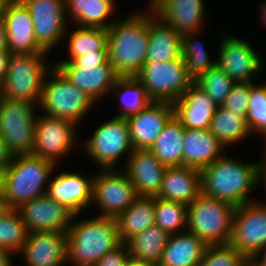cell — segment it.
<instances>
[{"mask_svg":"<svg viewBox=\"0 0 266 266\" xmlns=\"http://www.w3.org/2000/svg\"><path fill=\"white\" fill-rule=\"evenodd\" d=\"M109 61L108 50H98L95 53L85 54L77 57L73 63L77 67H83V65L90 64H106Z\"/></svg>","mask_w":266,"mask_h":266,"instance_id":"ee69618b","label":"cell"},{"mask_svg":"<svg viewBox=\"0 0 266 266\" xmlns=\"http://www.w3.org/2000/svg\"><path fill=\"white\" fill-rule=\"evenodd\" d=\"M251 260L257 265V266H266V247L262 250L258 251Z\"/></svg>","mask_w":266,"mask_h":266,"instance_id":"681fc988","label":"cell"},{"mask_svg":"<svg viewBox=\"0 0 266 266\" xmlns=\"http://www.w3.org/2000/svg\"><path fill=\"white\" fill-rule=\"evenodd\" d=\"M45 79L39 106L44 114L78 125L95 104L81 89L72 84L54 65Z\"/></svg>","mask_w":266,"mask_h":266,"instance_id":"52a82bcc","label":"cell"},{"mask_svg":"<svg viewBox=\"0 0 266 266\" xmlns=\"http://www.w3.org/2000/svg\"><path fill=\"white\" fill-rule=\"evenodd\" d=\"M266 149V148H265ZM266 152V150H265ZM264 159L258 162V175L259 181H263V186H266V154L264 155Z\"/></svg>","mask_w":266,"mask_h":266,"instance_id":"f907efd6","label":"cell"},{"mask_svg":"<svg viewBox=\"0 0 266 266\" xmlns=\"http://www.w3.org/2000/svg\"><path fill=\"white\" fill-rule=\"evenodd\" d=\"M245 117L251 133H258L266 138V83L264 85L250 83L249 103Z\"/></svg>","mask_w":266,"mask_h":266,"instance_id":"ab89813d","label":"cell"},{"mask_svg":"<svg viewBox=\"0 0 266 266\" xmlns=\"http://www.w3.org/2000/svg\"><path fill=\"white\" fill-rule=\"evenodd\" d=\"M236 206L200 193L187 206V231L206 245L227 244L233 230Z\"/></svg>","mask_w":266,"mask_h":266,"instance_id":"8992f818","label":"cell"},{"mask_svg":"<svg viewBox=\"0 0 266 266\" xmlns=\"http://www.w3.org/2000/svg\"><path fill=\"white\" fill-rule=\"evenodd\" d=\"M250 96V83H236L220 105L239 115L246 116Z\"/></svg>","mask_w":266,"mask_h":266,"instance_id":"b9f144b4","label":"cell"},{"mask_svg":"<svg viewBox=\"0 0 266 266\" xmlns=\"http://www.w3.org/2000/svg\"><path fill=\"white\" fill-rule=\"evenodd\" d=\"M9 0H0V19L3 17L4 9Z\"/></svg>","mask_w":266,"mask_h":266,"instance_id":"11a10c76","label":"cell"},{"mask_svg":"<svg viewBox=\"0 0 266 266\" xmlns=\"http://www.w3.org/2000/svg\"><path fill=\"white\" fill-rule=\"evenodd\" d=\"M224 145L210 129L184 128L183 166L199 171L224 155Z\"/></svg>","mask_w":266,"mask_h":266,"instance_id":"d4e9b609","label":"cell"},{"mask_svg":"<svg viewBox=\"0 0 266 266\" xmlns=\"http://www.w3.org/2000/svg\"><path fill=\"white\" fill-rule=\"evenodd\" d=\"M125 266H158V264L150 261H141L130 257Z\"/></svg>","mask_w":266,"mask_h":266,"instance_id":"816d5d0a","label":"cell"},{"mask_svg":"<svg viewBox=\"0 0 266 266\" xmlns=\"http://www.w3.org/2000/svg\"><path fill=\"white\" fill-rule=\"evenodd\" d=\"M68 55L69 59L56 62H73L77 57L85 54L95 53L98 50H108L107 29L78 27L69 33Z\"/></svg>","mask_w":266,"mask_h":266,"instance_id":"e575fe53","label":"cell"},{"mask_svg":"<svg viewBox=\"0 0 266 266\" xmlns=\"http://www.w3.org/2000/svg\"><path fill=\"white\" fill-rule=\"evenodd\" d=\"M73 222L67 231V263L94 266L105 254L122 244L115 218L94 216Z\"/></svg>","mask_w":266,"mask_h":266,"instance_id":"3957f363","label":"cell"},{"mask_svg":"<svg viewBox=\"0 0 266 266\" xmlns=\"http://www.w3.org/2000/svg\"><path fill=\"white\" fill-rule=\"evenodd\" d=\"M196 34L185 33L181 37L182 59L185 61L186 73L193 82L216 65V60L209 58L202 42L195 37Z\"/></svg>","mask_w":266,"mask_h":266,"instance_id":"d590c367","label":"cell"},{"mask_svg":"<svg viewBox=\"0 0 266 266\" xmlns=\"http://www.w3.org/2000/svg\"><path fill=\"white\" fill-rule=\"evenodd\" d=\"M115 3V0H65V10L78 27L108 29L115 22L109 20L114 15Z\"/></svg>","mask_w":266,"mask_h":266,"instance_id":"f1b7e54d","label":"cell"},{"mask_svg":"<svg viewBox=\"0 0 266 266\" xmlns=\"http://www.w3.org/2000/svg\"><path fill=\"white\" fill-rule=\"evenodd\" d=\"M194 83L220 106L236 82L217 64L199 76Z\"/></svg>","mask_w":266,"mask_h":266,"instance_id":"f35d334b","label":"cell"},{"mask_svg":"<svg viewBox=\"0 0 266 266\" xmlns=\"http://www.w3.org/2000/svg\"><path fill=\"white\" fill-rule=\"evenodd\" d=\"M206 247L187 230L170 235L158 266H199Z\"/></svg>","mask_w":266,"mask_h":266,"instance_id":"83f0119b","label":"cell"},{"mask_svg":"<svg viewBox=\"0 0 266 266\" xmlns=\"http://www.w3.org/2000/svg\"><path fill=\"white\" fill-rule=\"evenodd\" d=\"M93 132L83 148L87 153L85 155L92 158L101 169L116 168L123 154L128 155L126 159L132 154L134 148L126 118L112 117Z\"/></svg>","mask_w":266,"mask_h":266,"instance_id":"30bf717a","label":"cell"},{"mask_svg":"<svg viewBox=\"0 0 266 266\" xmlns=\"http://www.w3.org/2000/svg\"><path fill=\"white\" fill-rule=\"evenodd\" d=\"M169 236L167 232L163 231L156 224L148 227L126 242L130 257L158 264L162 258Z\"/></svg>","mask_w":266,"mask_h":266,"instance_id":"1f68e13d","label":"cell"},{"mask_svg":"<svg viewBox=\"0 0 266 266\" xmlns=\"http://www.w3.org/2000/svg\"><path fill=\"white\" fill-rule=\"evenodd\" d=\"M155 224L169 235L186 231L187 205L155 197Z\"/></svg>","mask_w":266,"mask_h":266,"instance_id":"74e56055","label":"cell"},{"mask_svg":"<svg viewBox=\"0 0 266 266\" xmlns=\"http://www.w3.org/2000/svg\"><path fill=\"white\" fill-rule=\"evenodd\" d=\"M0 51H9L7 42V31L4 20L0 19Z\"/></svg>","mask_w":266,"mask_h":266,"instance_id":"7dc6e473","label":"cell"},{"mask_svg":"<svg viewBox=\"0 0 266 266\" xmlns=\"http://www.w3.org/2000/svg\"><path fill=\"white\" fill-rule=\"evenodd\" d=\"M111 92H116L120 97L121 112L115 117L127 118L137 114L152 102L146 88L135 76H120Z\"/></svg>","mask_w":266,"mask_h":266,"instance_id":"836d02e7","label":"cell"},{"mask_svg":"<svg viewBox=\"0 0 266 266\" xmlns=\"http://www.w3.org/2000/svg\"><path fill=\"white\" fill-rule=\"evenodd\" d=\"M204 0H150L149 6L181 35L200 33L204 22Z\"/></svg>","mask_w":266,"mask_h":266,"instance_id":"7402d4cb","label":"cell"},{"mask_svg":"<svg viewBox=\"0 0 266 266\" xmlns=\"http://www.w3.org/2000/svg\"><path fill=\"white\" fill-rule=\"evenodd\" d=\"M2 19L5 23L8 50L11 54L45 52L36 41L30 11L21 0H9Z\"/></svg>","mask_w":266,"mask_h":266,"instance_id":"ffe728a7","label":"cell"},{"mask_svg":"<svg viewBox=\"0 0 266 266\" xmlns=\"http://www.w3.org/2000/svg\"><path fill=\"white\" fill-rule=\"evenodd\" d=\"M229 243L248 259L266 247V202L255 200L236 207Z\"/></svg>","mask_w":266,"mask_h":266,"instance_id":"7c38bea8","label":"cell"},{"mask_svg":"<svg viewBox=\"0 0 266 266\" xmlns=\"http://www.w3.org/2000/svg\"><path fill=\"white\" fill-rule=\"evenodd\" d=\"M94 176L86 177L81 172H60L50 178L47 195L65 206L74 215L91 207Z\"/></svg>","mask_w":266,"mask_h":266,"instance_id":"ac0fdd59","label":"cell"},{"mask_svg":"<svg viewBox=\"0 0 266 266\" xmlns=\"http://www.w3.org/2000/svg\"><path fill=\"white\" fill-rule=\"evenodd\" d=\"M12 158L5 141L0 136V168H7Z\"/></svg>","mask_w":266,"mask_h":266,"instance_id":"bcb514c9","label":"cell"},{"mask_svg":"<svg viewBox=\"0 0 266 266\" xmlns=\"http://www.w3.org/2000/svg\"><path fill=\"white\" fill-rule=\"evenodd\" d=\"M248 260L230 243L207 245L199 266H246Z\"/></svg>","mask_w":266,"mask_h":266,"instance_id":"60d3db41","label":"cell"},{"mask_svg":"<svg viewBox=\"0 0 266 266\" xmlns=\"http://www.w3.org/2000/svg\"><path fill=\"white\" fill-rule=\"evenodd\" d=\"M258 12L260 13V18H259V19H261L260 22H262L260 24L262 25V27L264 25L266 26V7H259Z\"/></svg>","mask_w":266,"mask_h":266,"instance_id":"db71d44e","label":"cell"},{"mask_svg":"<svg viewBox=\"0 0 266 266\" xmlns=\"http://www.w3.org/2000/svg\"><path fill=\"white\" fill-rule=\"evenodd\" d=\"M65 77L81 89L95 103L106 96L120 75L109 63L90 64L77 67L73 62H56L54 64Z\"/></svg>","mask_w":266,"mask_h":266,"instance_id":"e0dca14e","label":"cell"},{"mask_svg":"<svg viewBox=\"0 0 266 266\" xmlns=\"http://www.w3.org/2000/svg\"><path fill=\"white\" fill-rule=\"evenodd\" d=\"M174 116L187 129H210L218 105L194 82L173 103Z\"/></svg>","mask_w":266,"mask_h":266,"instance_id":"cb8c5ba5","label":"cell"},{"mask_svg":"<svg viewBox=\"0 0 266 266\" xmlns=\"http://www.w3.org/2000/svg\"><path fill=\"white\" fill-rule=\"evenodd\" d=\"M26 225L17 209L4 208L0 213V247L19 253L28 237Z\"/></svg>","mask_w":266,"mask_h":266,"instance_id":"8d00e7d4","label":"cell"},{"mask_svg":"<svg viewBox=\"0 0 266 266\" xmlns=\"http://www.w3.org/2000/svg\"><path fill=\"white\" fill-rule=\"evenodd\" d=\"M210 131L224 147L239 143L251 135L245 116L220 106L212 116Z\"/></svg>","mask_w":266,"mask_h":266,"instance_id":"d6a6232c","label":"cell"},{"mask_svg":"<svg viewBox=\"0 0 266 266\" xmlns=\"http://www.w3.org/2000/svg\"><path fill=\"white\" fill-rule=\"evenodd\" d=\"M123 166L138 196L158 195L167 166L150 150H133Z\"/></svg>","mask_w":266,"mask_h":266,"instance_id":"603a6c76","label":"cell"},{"mask_svg":"<svg viewBox=\"0 0 266 266\" xmlns=\"http://www.w3.org/2000/svg\"><path fill=\"white\" fill-rule=\"evenodd\" d=\"M246 266H257V265L251 259H249Z\"/></svg>","mask_w":266,"mask_h":266,"instance_id":"6f0895ef","label":"cell"},{"mask_svg":"<svg viewBox=\"0 0 266 266\" xmlns=\"http://www.w3.org/2000/svg\"><path fill=\"white\" fill-rule=\"evenodd\" d=\"M119 237L126 243L134 235L155 225V197L138 196L117 218Z\"/></svg>","mask_w":266,"mask_h":266,"instance_id":"f546056e","label":"cell"},{"mask_svg":"<svg viewBox=\"0 0 266 266\" xmlns=\"http://www.w3.org/2000/svg\"><path fill=\"white\" fill-rule=\"evenodd\" d=\"M37 105L0 96V136L12 156L32 154Z\"/></svg>","mask_w":266,"mask_h":266,"instance_id":"ba28073f","label":"cell"},{"mask_svg":"<svg viewBox=\"0 0 266 266\" xmlns=\"http://www.w3.org/2000/svg\"><path fill=\"white\" fill-rule=\"evenodd\" d=\"M108 58L120 76H135L146 62L149 43V10L115 20L107 29Z\"/></svg>","mask_w":266,"mask_h":266,"instance_id":"7a4b0ae2","label":"cell"},{"mask_svg":"<svg viewBox=\"0 0 266 266\" xmlns=\"http://www.w3.org/2000/svg\"><path fill=\"white\" fill-rule=\"evenodd\" d=\"M130 258L126 243L105 254L94 266H125Z\"/></svg>","mask_w":266,"mask_h":266,"instance_id":"7bdbcfd3","label":"cell"},{"mask_svg":"<svg viewBox=\"0 0 266 266\" xmlns=\"http://www.w3.org/2000/svg\"><path fill=\"white\" fill-rule=\"evenodd\" d=\"M135 77L144 85L149 98L174 103L193 83L181 58L168 62H145Z\"/></svg>","mask_w":266,"mask_h":266,"instance_id":"9c48e42d","label":"cell"},{"mask_svg":"<svg viewBox=\"0 0 266 266\" xmlns=\"http://www.w3.org/2000/svg\"><path fill=\"white\" fill-rule=\"evenodd\" d=\"M30 11L36 41L47 53L65 38L68 20L65 0H21Z\"/></svg>","mask_w":266,"mask_h":266,"instance_id":"5bb4252c","label":"cell"},{"mask_svg":"<svg viewBox=\"0 0 266 266\" xmlns=\"http://www.w3.org/2000/svg\"><path fill=\"white\" fill-rule=\"evenodd\" d=\"M17 210L29 233L67 232L74 216L47 194L23 203Z\"/></svg>","mask_w":266,"mask_h":266,"instance_id":"2e32d148","label":"cell"},{"mask_svg":"<svg viewBox=\"0 0 266 266\" xmlns=\"http://www.w3.org/2000/svg\"><path fill=\"white\" fill-rule=\"evenodd\" d=\"M25 266H64L67 263V232H33L21 251Z\"/></svg>","mask_w":266,"mask_h":266,"instance_id":"44dd1931","label":"cell"},{"mask_svg":"<svg viewBox=\"0 0 266 266\" xmlns=\"http://www.w3.org/2000/svg\"><path fill=\"white\" fill-rule=\"evenodd\" d=\"M117 170L101 169L94 175L92 203L100 211L97 216L117 218L138 197L125 171Z\"/></svg>","mask_w":266,"mask_h":266,"instance_id":"8fae6325","label":"cell"},{"mask_svg":"<svg viewBox=\"0 0 266 266\" xmlns=\"http://www.w3.org/2000/svg\"><path fill=\"white\" fill-rule=\"evenodd\" d=\"M184 127L173 115L149 149L165 166H183Z\"/></svg>","mask_w":266,"mask_h":266,"instance_id":"4dcf8cb0","label":"cell"},{"mask_svg":"<svg viewBox=\"0 0 266 266\" xmlns=\"http://www.w3.org/2000/svg\"><path fill=\"white\" fill-rule=\"evenodd\" d=\"M11 255H14L11 251L0 247V266H13Z\"/></svg>","mask_w":266,"mask_h":266,"instance_id":"c3c4849f","label":"cell"},{"mask_svg":"<svg viewBox=\"0 0 266 266\" xmlns=\"http://www.w3.org/2000/svg\"><path fill=\"white\" fill-rule=\"evenodd\" d=\"M11 55L9 51H0V87L6 78Z\"/></svg>","mask_w":266,"mask_h":266,"instance_id":"f6af8a7d","label":"cell"},{"mask_svg":"<svg viewBox=\"0 0 266 266\" xmlns=\"http://www.w3.org/2000/svg\"><path fill=\"white\" fill-rule=\"evenodd\" d=\"M4 203H3V199H0V213L4 210Z\"/></svg>","mask_w":266,"mask_h":266,"instance_id":"9f6ffc18","label":"cell"},{"mask_svg":"<svg viewBox=\"0 0 266 266\" xmlns=\"http://www.w3.org/2000/svg\"><path fill=\"white\" fill-rule=\"evenodd\" d=\"M55 168L53 162L33 154L13 156L5 171L4 207L17 209L23 203L46 194Z\"/></svg>","mask_w":266,"mask_h":266,"instance_id":"277c9868","label":"cell"},{"mask_svg":"<svg viewBox=\"0 0 266 266\" xmlns=\"http://www.w3.org/2000/svg\"><path fill=\"white\" fill-rule=\"evenodd\" d=\"M182 35L164 23L149 6V43L146 62H168L182 57Z\"/></svg>","mask_w":266,"mask_h":266,"instance_id":"4316f807","label":"cell"},{"mask_svg":"<svg viewBox=\"0 0 266 266\" xmlns=\"http://www.w3.org/2000/svg\"><path fill=\"white\" fill-rule=\"evenodd\" d=\"M77 125L53 116L38 115L32 154L58 164L63 156L70 154L76 143Z\"/></svg>","mask_w":266,"mask_h":266,"instance_id":"4fadbf2b","label":"cell"},{"mask_svg":"<svg viewBox=\"0 0 266 266\" xmlns=\"http://www.w3.org/2000/svg\"><path fill=\"white\" fill-rule=\"evenodd\" d=\"M47 52L12 54L0 96L39 105L46 75L54 67L46 63Z\"/></svg>","mask_w":266,"mask_h":266,"instance_id":"5b68a950","label":"cell"},{"mask_svg":"<svg viewBox=\"0 0 266 266\" xmlns=\"http://www.w3.org/2000/svg\"><path fill=\"white\" fill-rule=\"evenodd\" d=\"M5 171L6 168H0V199H2L4 195Z\"/></svg>","mask_w":266,"mask_h":266,"instance_id":"f5cc1de1","label":"cell"},{"mask_svg":"<svg viewBox=\"0 0 266 266\" xmlns=\"http://www.w3.org/2000/svg\"><path fill=\"white\" fill-rule=\"evenodd\" d=\"M201 193V173L187 166L167 167L156 197L189 205Z\"/></svg>","mask_w":266,"mask_h":266,"instance_id":"484cf974","label":"cell"},{"mask_svg":"<svg viewBox=\"0 0 266 266\" xmlns=\"http://www.w3.org/2000/svg\"><path fill=\"white\" fill-rule=\"evenodd\" d=\"M222 37L216 64L236 83H252L262 70L261 56L246 39L228 34Z\"/></svg>","mask_w":266,"mask_h":266,"instance_id":"9a60e30c","label":"cell"},{"mask_svg":"<svg viewBox=\"0 0 266 266\" xmlns=\"http://www.w3.org/2000/svg\"><path fill=\"white\" fill-rule=\"evenodd\" d=\"M258 7H266V1H264L263 3H259Z\"/></svg>","mask_w":266,"mask_h":266,"instance_id":"680465c9","label":"cell"},{"mask_svg":"<svg viewBox=\"0 0 266 266\" xmlns=\"http://www.w3.org/2000/svg\"><path fill=\"white\" fill-rule=\"evenodd\" d=\"M201 193L205 196L228 202L234 206L255 201L249 192L259 182L258 162H242L226 154L200 171Z\"/></svg>","mask_w":266,"mask_h":266,"instance_id":"6da1fadb","label":"cell"},{"mask_svg":"<svg viewBox=\"0 0 266 266\" xmlns=\"http://www.w3.org/2000/svg\"><path fill=\"white\" fill-rule=\"evenodd\" d=\"M173 115V103L152 101L137 114L127 117L134 150H149Z\"/></svg>","mask_w":266,"mask_h":266,"instance_id":"d6986e66","label":"cell"}]
</instances>
